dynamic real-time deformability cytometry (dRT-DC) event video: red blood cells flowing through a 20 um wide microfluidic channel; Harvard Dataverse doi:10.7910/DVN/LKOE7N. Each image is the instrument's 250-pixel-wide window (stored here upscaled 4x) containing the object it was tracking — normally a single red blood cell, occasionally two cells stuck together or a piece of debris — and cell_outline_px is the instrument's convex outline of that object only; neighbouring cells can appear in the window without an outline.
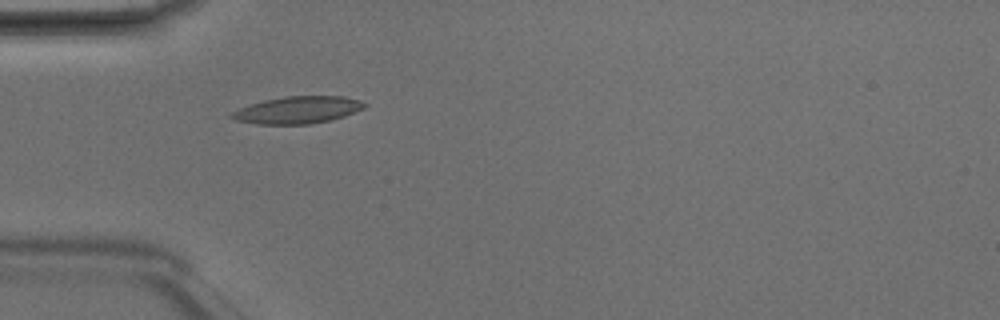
{"species": "Egyptian fruit bat (a non-hibernating species)", "species_latin": "Rousettus aegyptiacus", "temperature_condition": "room temperature", "stored_images_in_passage": 6, "camera_frame_rate_fps": 3000, "um_per_image_px": 0.085, "animal": {"sex": "male"}, "frame": {"image": 1, "passage_image": 5, "time_ms": 1.333, "image_size_px": [1000, 320], "cell_outline_px": [[368, 104], [364, 108], [344, 116], [328, 120], [308, 124], [256, 124], [236, 120], [228, 116], [232, 112], [240, 108], [264, 100], [284, 96], [344, 96], [360, 100]], "centroid_in_image_um": [25.31, 9.34], "position_along_channel_um": 59.7, "area_um2": 20.87}}